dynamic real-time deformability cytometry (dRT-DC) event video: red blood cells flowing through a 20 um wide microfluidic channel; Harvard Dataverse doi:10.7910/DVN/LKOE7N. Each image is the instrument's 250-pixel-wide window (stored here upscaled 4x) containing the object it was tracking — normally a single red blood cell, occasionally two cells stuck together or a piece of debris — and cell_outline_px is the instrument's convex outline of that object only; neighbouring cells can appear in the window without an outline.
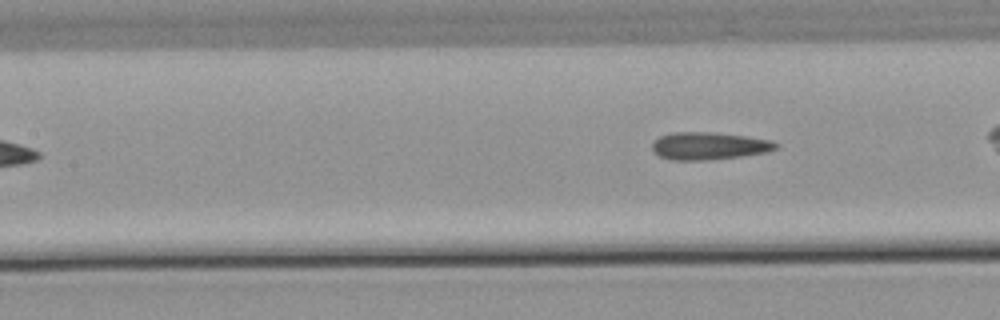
{"species": "common noctule bat (a hibernating species)", "species_latin": "Nyctalus noctula", "temperature_condition": "warm", "stored_images_in_passage": 5, "camera_frame_rate_fps": 3000, "um_per_image_px": 0.085, "animal": {"sex": "male", "body_mass_g": 21.5, "forearm_length_mm": 52.0}, "frame": {"image": 1, "passage_image": 5, "time_ms": 5.0, "image_size_px": [1000, 320], "cell_outline_px": [[780, 148], [764, 152], [740, 156], [704, 160], [672, 160], [660, 156], [652, 148], [652, 144], [660, 136], [672, 132], [708, 132], [744, 136], [772, 140], [780, 144]], "centroid_in_image_um": [60.29, 12.4], "position_along_channel_um": 147.1, "area_um2": 19.59}}